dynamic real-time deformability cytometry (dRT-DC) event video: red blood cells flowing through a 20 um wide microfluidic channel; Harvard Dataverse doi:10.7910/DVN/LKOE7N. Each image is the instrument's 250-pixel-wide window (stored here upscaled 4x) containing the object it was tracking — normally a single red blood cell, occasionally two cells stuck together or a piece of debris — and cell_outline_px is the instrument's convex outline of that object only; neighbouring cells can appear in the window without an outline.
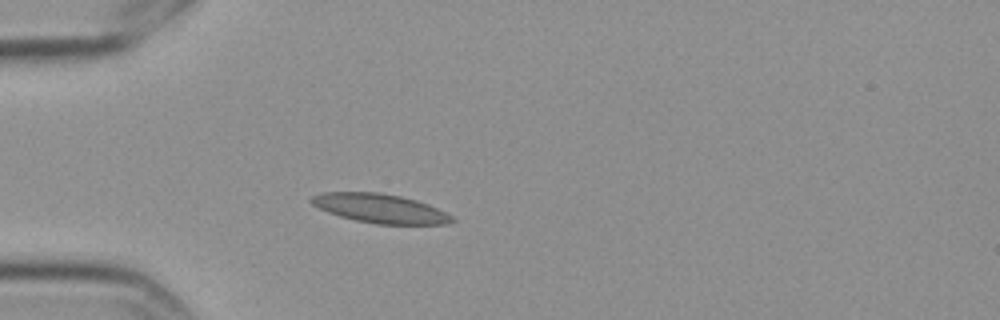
{"species": "Egyptian fruit bat (a non-hibernating species)", "species_latin": "Rousettus aegyptiacus", "temperature_condition": "cold", "stored_images_in_passage": 1, "camera_frame_rate_fps": 3000, "um_per_image_px": 0.085, "frame": {"image": 1, "passage_image": 1, "time_ms": 0.0, "image_size_px": [1000, 320], "cell_outline_px": [[456, 220], [448, 224], [376, 224], [356, 220], [340, 216], [328, 212], [312, 204], [308, 200], [312, 196], [320, 192], [380, 192], [400, 196], [416, 200], [428, 204], [452, 216]], "centroid_in_image_um": [32.29, 17.71], "position_along_channel_um": 52.7, "area_um2": 23.76}}